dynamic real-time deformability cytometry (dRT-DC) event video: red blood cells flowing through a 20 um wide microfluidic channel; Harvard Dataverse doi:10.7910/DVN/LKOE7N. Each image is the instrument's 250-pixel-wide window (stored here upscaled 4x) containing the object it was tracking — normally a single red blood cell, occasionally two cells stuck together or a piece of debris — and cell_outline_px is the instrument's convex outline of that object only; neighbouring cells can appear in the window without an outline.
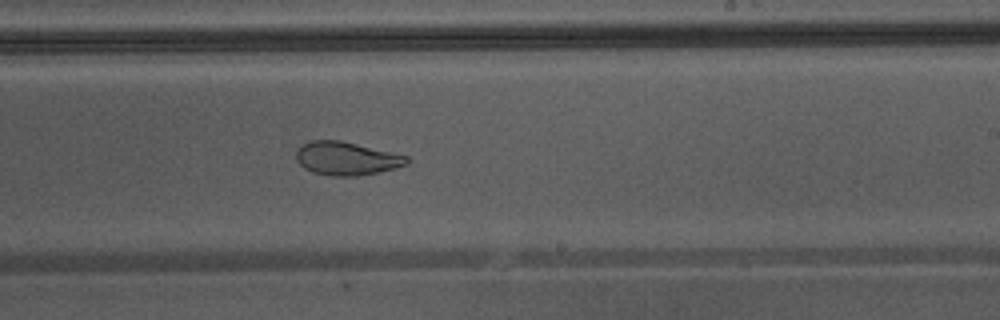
{"species": "Egyptian fruit bat (a non-hibernating species)", "species_latin": "Rousettus aegyptiacus", "temperature_condition": "warm", "stored_images_in_passage": 41, "camera_frame_rate_fps": 3000, "um_per_image_px": 0.085, "animal": {"sex": "male"}, "frame": {"image": 1, "passage_image": 24, "time_ms": 7.667, "image_size_px": [1000, 320], "cell_outline_px": [[412, 160], [408, 164], [396, 168], [356, 176], [332, 176], [312, 172], [304, 168], [296, 160], [296, 148], [312, 140], [340, 140], [408, 156]], "centroid_in_image_um": [29.45, 13.47], "position_along_channel_um": 259.5, "area_um2": 21.5}, "authors_computed_cell_mechanics": {"area_um2": 27.3972, "velocity_mm_per_s": 4.3672, "shape_relaxation_time_tau1_ms": null, "shape_relaxation_time_tau2_ms": 1.1512, "deformation_change_tau1": null, "deformation_change_tau2": 0.0777}}